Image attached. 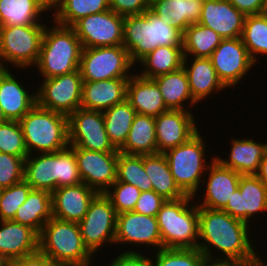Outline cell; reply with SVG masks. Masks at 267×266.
<instances>
[{
  "label": "cell",
  "instance_id": "obj_1",
  "mask_svg": "<svg viewBox=\"0 0 267 266\" xmlns=\"http://www.w3.org/2000/svg\"><path fill=\"white\" fill-rule=\"evenodd\" d=\"M250 227L249 224L230 216L223 210L199 207L197 248L205 256L234 258L249 266H262V254L258 252V248L256 250L254 243L256 240H253L252 230H255Z\"/></svg>",
  "mask_w": 267,
  "mask_h": 266
},
{
  "label": "cell",
  "instance_id": "obj_2",
  "mask_svg": "<svg viewBox=\"0 0 267 266\" xmlns=\"http://www.w3.org/2000/svg\"><path fill=\"white\" fill-rule=\"evenodd\" d=\"M123 46L138 67L137 62L159 46H183V33L148 9L124 17Z\"/></svg>",
  "mask_w": 267,
  "mask_h": 266
},
{
  "label": "cell",
  "instance_id": "obj_3",
  "mask_svg": "<svg viewBox=\"0 0 267 266\" xmlns=\"http://www.w3.org/2000/svg\"><path fill=\"white\" fill-rule=\"evenodd\" d=\"M51 21V25L47 24L43 33L40 55L34 66L37 71H32L37 72L42 79L79 70L83 50L72 27Z\"/></svg>",
  "mask_w": 267,
  "mask_h": 266
},
{
  "label": "cell",
  "instance_id": "obj_4",
  "mask_svg": "<svg viewBox=\"0 0 267 266\" xmlns=\"http://www.w3.org/2000/svg\"><path fill=\"white\" fill-rule=\"evenodd\" d=\"M162 248L195 249L199 241V207L192 196L166 200L156 215Z\"/></svg>",
  "mask_w": 267,
  "mask_h": 266
},
{
  "label": "cell",
  "instance_id": "obj_5",
  "mask_svg": "<svg viewBox=\"0 0 267 266\" xmlns=\"http://www.w3.org/2000/svg\"><path fill=\"white\" fill-rule=\"evenodd\" d=\"M38 250L57 266H89L96 258L84 245L78 223L54 217L39 234Z\"/></svg>",
  "mask_w": 267,
  "mask_h": 266
},
{
  "label": "cell",
  "instance_id": "obj_6",
  "mask_svg": "<svg viewBox=\"0 0 267 266\" xmlns=\"http://www.w3.org/2000/svg\"><path fill=\"white\" fill-rule=\"evenodd\" d=\"M200 130L187 142L163 153L168 161L171 174L179 189L194 197L201 189L207 168L214 161L215 153L210 160L207 156V145ZM207 149V150H206ZM209 161V162H208Z\"/></svg>",
  "mask_w": 267,
  "mask_h": 266
},
{
  "label": "cell",
  "instance_id": "obj_7",
  "mask_svg": "<svg viewBox=\"0 0 267 266\" xmlns=\"http://www.w3.org/2000/svg\"><path fill=\"white\" fill-rule=\"evenodd\" d=\"M29 154L58 152L69 146L68 116L37 104L19 121Z\"/></svg>",
  "mask_w": 267,
  "mask_h": 266
},
{
  "label": "cell",
  "instance_id": "obj_8",
  "mask_svg": "<svg viewBox=\"0 0 267 266\" xmlns=\"http://www.w3.org/2000/svg\"><path fill=\"white\" fill-rule=\"evenodd\" d=\"M45 28L46 25L0 26V68L13 66L22 73L30 67L34 69Z\"/></svg>",
  "mask_w": 267,
  "mask_h": 266
},
{
  "label": "cell",
  "instance_id": "obj_9",
  "mask_svg": "<svg viewBox=\"0 0 267 266\" xmlns=\"http://www.w3.org/2000/svg\"><path fill=\"white\" fill-rule=\"evenodd\" d=\"M135 68L123 45L83 48L79 66L83 81L130 78Z\"/></svg>",
  "mask_w": 267,
  "mask_h": 266
},
{
  "label": "cell",
  "instance_id": "obj_10",
  "mask_svg": "<svg viewBox=\"0 0 267 266\" xmlns=\"http://www.w3.org/2000/svg\"><path fill=\"white\" fill-rule=\"evenodd\" d=\"M117 213L111 201L99 193L90 203L84 218L78 222L84 245L97 257L98 251L105 246L114 245L116 235ZM108 243V244H107Z\"/></svg>",
  "mask_w": 267,
  "mask_h": 266
},
{
  "label": "cell",
  "instance_id": "obj_11",
  "mask_svg": "<svg viewBox=\"0 0 267 266\" xmlns=\"http://www.w3.org/2000/svg\"><path fill=\"white\" fill-rule=\"evenodd\" d=\"M40 80L36 89L39 107L66 116L80 108L83 86L80 70Z\"/></svg>",
  "mask_w": 267,
  "mask_h": 266
},
{
  "label": "cell",
  "instance_id": "obj_12",
  "mask_svg": "<svg viewBox=\"0 0 267 266\" xmlns=\"http://www.w3.org/2000/svg\"><path fill=\"white\" fill-rule=\"evenodd\" d=\"M218 78L226 88L236 89L257 65L251 59L241 37L222 39L209 57ZM237 86V87H235Z\"/></svg>",
  "mask_w": 267,
  "mask_h": 266
},
{
  "label": "cell",
  "instance_id": "obj_13",
  "mask_svg": "<svg viewBox=\"0 0 267 266\" xmlns=\"http://www.w3.org/2000/svg\"><path fill=\"white\" fill-rule=\"evenodd\" d=\"M69 146L89 151L119 152L110 143L102 111L78 108L68 116Z\"/></svg>",
  "mask_w": 267,
  "mask_h": 266
},
{
  "label": "cell",
  "instance_id": "obj_14",
  "mask_svg": "<svg viewBox=\"0 0 267 266\" xmlns=\"http://www.w3.org/2000/svg\"><path fill=\"white\" fill-rule=\"evenodd\" d=\"M123 27L124 17L110 9L81 18L72 26L83 48L123 45Z\"/></svg>",
  "mask_w": 267,
  "mask_h": 266
},
{
  "label": "cell",
  "instance_id": "obj_15",
  "mask_svg": "<svg viewBox=\"0 0 267 266\" xmlns=\"http://www.w3.org/2000/svg\"><path fill=\"white\" fill-rule=\"evenodd\" d=\"M116 244L122 245V247L123 244H125L124 247L130 245L129 249L122 250V252H142L138 251L141 245L142 248L152 246V251L162 249V240L156 217L143 215L135 211L117 214L115 246ZM136 246L139 248L131 249Z\"/></svg>",
  "mask_w": 267,
  "mask_h": 266
},
{
  "label": "cell",
  "instance_id": "obj_16",
  "mask_svg": "<svg viewBox=\"0 0 267 266\" xmlns=\"http://www.w3.org/2000/svg\"><path fill=\"white\" fill-rule=\"evenodd\" d=\"M74 150L80 179L98 193H104L117 179L119 152L89 151L76 146Z\"/></svg>",
  "mask_w": 267,
  "mask_h": 266
},
{
  "label": "cell",
  "instance_id": "obj_17",
  "mask_svg": "<svg viewBox=\"0 0 267 266\" xmlns=\"http://www.w3.org/2000/svg\"><path fill=\"white\" fill-rule=\"evenodd\" d=\"M222 210L252 226L258 216L266 215L267 188L256 175H241L238 188Z\"/></svg>",
  "mask_w": 267,
  "mask_h": 266
},
{
  "label": "cell",
  "instance_id": "obj_18",
  "mask_svg": "<svg viewBox=\"0 0 267 266\" xmlns=\"http://www.w3.org/2000/svg\"><path fill=\"white\" fill-rule=\"evenodd\" d=\"M206 174L201 185L203 190L200 189L193 198L198 201V207L222 210L238 188L241 174L222 166L216 159L208 166Z\"/></svg>",
  "mask_w": 267,
  "mask_h": 266
},
{
  "label": "cell",
  "instance_id": "obj_19",
  "mask_svg": "<svg viewBox=\"0 0 267 266\" xmlns=\"http://www.w3.org/2000/svg\"><path fill=\"white\" fill-rule=\"evenodd\" d=\"M193 114L187 110H168L155 117L157 153L187 142L200 130Z\"/></svg>",
  "mask_w": 267,
  "mask_h": 266
},
{
  "label": "cell",
  "instance_id": "obj_20",
  "mask_svg": "<svg viewBox=\"0 0 267 266\" xmlns=\"http://www.w3.org/2000/svg\"><path fill=\"white\" fill-rule=\"evenodd\" d=\"M11 70L0 68V106L7 120L20 121L37 104L36 90L30 92Z\"/></svg>",
  "mask_w": 267,
  "mask_h": 266
},
{
  "label": "cell",
  "instance_id": "obj_21",
  "mask_svg": "<svg viewBox=\"0 0 267 266\" xmlns=\"http://www.w3.org/2000/svg\"><path fill=\"white\" fill-rule=\"evenodd\" d=\"M246 15L229 0H204L199 24L211 28L223 39L242 35Z\"/></svg>",
  "mask_w": 267,
  "mask_h": 266
},
{
  "label": "cell",
  "instance_id": "obj_22",
  "mask_svg": "<svg viewBox=\"0 0 267 266\" xmlns=\"http://www.w3.org/2000/svg\"><path fill=\"white\" fill-rule=\"evenodd\" d=\"M98 194L83 182L57 188L51 193L52 215L59 220L78 223L84 218L90 203Z\"/></svg>",
  "mask_w": 267,
  "mask_h": 266
},
{
  "label": "cell",
  "instance_id": "obj_23",
  "mask_svg": "<svg viewBox=\"0 0 267 266\" xmlns=\"http://www.w3.org/2000/svg\"><path fill=\"white\" fill-rule=\"evenodd\" d=\"M183 68L187 73L193 99L198 103L209 100L212 94L227 89L217 76L210 58L184 57Z\"/></svg>",
  "mask_w": 267,
  "mask_h": 266
},
{
  "label": "cell",
  "instance_id": "obj_24",
  "mask_svg": "<svg viewBox=\"0 0 267 266\" xmlns=\"http://www.w3.org/2000/svg\"><path fill=\"white\" fill-rule=\"evenodd\" d=\"M129 78L83 81L80 108L104 111L126 100Z\"/></svg>",
  "mask_w": 267,
  "mask_h": 266
},
{
  "label": "cell",
  "instance_id": "obj_25",
  "mask_svg": "<svg viewBox=\"0 0 267 266\" xmlns=\"http://www.w3.org/2000/svg\"><path fill=\"white\" fill-rule=\"evenodd\" d=\"M39 235L12 220H0V257L6 262L38 251Z\"/></svg>",
  "mask_w": 267,
  "mask_h": 266
},
{
  "label": "cell",
  "instance_id": "obj_26",
  "mask_svg": "<svg viewBox=\"0 0 267 266\" xmlns=\"http://www.w3.org/2000/svg\"><path fill=\"white\" fill-rule=\"evenodd\" d=\"M245 138L233 137L228 156L223 158L220 155H215V159L222 166L231 168L241 175H255L264 154L267 152V142H256L253 137L247 139L246 136Z\"/></svg>",
  "mask_w": 267,
  "mask_h": 266
},
{
  "label": "cell",
  "instance_id": "obj_27",
  "mask_svg": "<svg viewBox=\"0 0 267 266\" xmlns=\"http://www.w3.org/2000/svg\"><path fill=\"white\" fill-rule=\"evenodd\" d=\"M47 12L50 15V0H0V26L47 25Z\"/></svg>",
  "mask_w": 267,
  "mask_h": 266
},
{
  "label": "cell",
  "instance_id": "obj_28",
  "mask_svg": "<svg viewBox=\"0 0 267 266\" xmlns=\"http://www.w3.org/2000/svg\"><path fill=\"white\" fill-rule=\"evenodd\" d=\"M24 180L32 189L52 193L59 188V151L29 154L24 161Z\"/></svg>",
  "mask_w": 267,
  "mask_h": 266
},
{
  "label": "cell",
  "instance_id": "obj_29",
  "mask_svg": "<svg viewBox=\"0 0 267 266\" xmlns=\"http://www.w3.org/2000/svg\"><path fill=\"white\" fill-rule=\"evenodd\" d=\"M126 100L137 114L156 117L168 111L157 83L137 72L128 79Z\"/></svg>",
  "mask_w": 267,
  "mask_h": 266
},
{
  "label": "cell",
  "instance_id": "obj_30",
  "mask_svg": "<svg viewBox=\"0 0 267 266\" xmlns=\"http://www.w3.org/2000/svg\"><path fill=\"white\" fill-rule=\"evenodd\" d=\"M204 0H151L149 9L182 33L199 22Z\"/></svg>",
  "mask_w": 267,
  "mask_h": 266
},
{
  "label": "cell",
  "instance_id": "obj_31",
  "mask_svg": "<svg viewBox=\"0 0 267 266\" xmlns=\"http://www.w3.org/2000/svg\"><path fill=\"white\" fill-rule=\"evenodd\" d=\"M153 80L157 83L168 110L193 111L191 108L195 105L198 106V103L192 97L187 73L183 67L157 76Z\"/></svg>",
  "mask_w": 267,
  "mask_h": 266
},
{
  "label": "cell",
  "instance_id": "obj_32",
  "mask_svg": "<svg viewBox=\"0 0 267 266\" xmlns=\"http://www.w3.org/2000/svg\"><path fill=\"white\" fill-rule=\"evenodd\" d=\"M53 217L52 195L49 191L31 189L27 200L17 210L12 221L28 226L38 235Z\"/></svg>",
  "mask_w": 267,
  "mask_h": 266
},
{
  "label": "cell",
  "instance_id": "obj_33",
  "mask_svg": "<svg viewBox=\"0 0 267 266\" xmlns=\"http://www.w3.org/2000/svg\"><path fill=\"white\" fill-rule=\"evenodd\" d=\"M119 152L138 156L156 154L155 117L136 114L126 141Z\"/></svg>",
  "mask_w": 267,
  "mask_h": 266
},
{
  "label": "cell",
  "instance_id": "obj_34",
  "mask_svg": "<svg viewBox=\"0 0 267 266\" xmlns=\"http://www.w3.org/2000/svg\"><path fill=\"white\" fill-rule=\"evenodd\" d=\"M51 20L72 27L81 18L110 9L109 0H50Z\"/></svg>",
  "mask_w": 267,
  "mask_h": 266
},
{
  "label": "cell",
  "instance_id": "obj_35",
  "mask_svg": "<svg viewBox=\"0 0 267 266\" xmlns=\"http://www.w3.org/2000/svg\"><path fill=\"white\" fill-rule=\"evenodd\" d=\"M183 46H159L138 64L141 68L137 73L145 78L153 79L157 76L176 71L183 67Z\"/></svg>",
  "mask_w": 267,
  "mask_h": 266
},
{
  "label": "cell",
  "instance_id": "obj_36",
  "mask_svg": "<svg viewBox=\"0 0 267 266\" xmlns=\"http://www.w3.org/2000/svg\"><path fill=\"white\" fill-rule=\"evenodd\" d=\"M143 166L157 194L166 200H176L185 196L176 185L163 153L143 155Z\"/></svg>",
  "mask_w": 267,
  "mask_h": 266
},
{
  "label": "cell",
  "instance_id": "obj_37",
  "mask_svg": "<svg viewBox=\"0 0 267 266\" xmlns=\"http://www.w3.org/2000/svg\"><path fill=\"white\" fill-rule=\"evenodd\" d=\"M110 143L119 150L125 143L134 117L137 114L130 103L125 100L102 112Z\"/></svg>",
  "mask_w": 267,
  "mask_h": 266
},
{
  "label": "cell",
  "instance_id": "obj_38",
  "mask_svg": "<svg viewBox=\"0 0 267 266\" xmlns=\"http://www.w3.org/2000/svg\"><path fill=\"white\" fill-rule=\"evenodd\" d=\"M223 38L211 28L191 24L183 33L184 57L209 58Z\"/></svg>",
  "mask_w": 267,
  "mask_h": 266
},
{
  "label": "cell",
  "instance_id": "obj_39",
  "mask_svg": "<svg viewBox=\"0 0 267 266\" xmlns=\"http://www.w3.org/2000/svg\"><path fill=\"white\" fill-rule=\"evenodd\" d=\"M242 42L257 65L262 56H267V16L262 14L246 15Z\"/></svg>",
  "mask_w": 267,
  "mask_h": 266
},
{
  "label": "cell",
  "instance_id": "obj_40",
  "mask_svg": "<svg viewBox=\"0 0 267 266\" xmlns=\"http://www.w3.org/2000/svg\"><path fill=\"white\" fill-rule=\"evenodd\" d=\"M116 181L132 184L141 192L153 190L151 180L143 166V155H127L119 152Z\"/></svg>",
  "mask_w": 267,
  "mask_h": 266
},
{
  "label": "cell",
  "instance_id": "obj_41",
  "mask_svg": "<svg viewBox=\"0 0 267 266\" xmlns=\"http://www.w3.org/2000/svg\"><path fill=\"white\" fill-rule=\"evenodd\" d=\"M203 256L198 248H162L151 254L154 266H201Z\"/></svg>",
  "mask_w": 267,
  "mask_h": 266
},
{
  "label": "cell",
  "instance_id": "obj_42",
  "mask_svg": "<svg viewBox=\"0 0 267 266\" xmlns=\"http://www.w3.org/2000/svg\"><path fill=\"white\" fill-rule=\"evenodd\" d=\"M31 186L25 181L0 190V220H12L27 200Z\"/></svg>",
  "mask_w": 267,
  "mask_h": 266
},
{
  "label": "cell",
  "instance_id": "obj_43",
  "mask_svg": "<svg viewBox=\"0 0 267 266\" xmlns=\"http://www.w3.org/2000/svg\"><path fill=\"white\" fill-rule=\"evenodd\" d=\"M0 153L26 158L28 150L19 121H6L0 124Z\"/></svg>",
  "mask_w": 267,
  "mask_h": 266
},
{
  "label": "cell",
  "instance_id": "obj_44",
  "mask_svg": "<svg viewBox=\"0 0 267 266\" xmlns=\"http://www.w3.org/2000/svg\"><path fill=\"white\" fill-rule=\"evenodd\" d=\"M140 194L141 190L134 185L120 181H115L104 192L117 214L133 211Z\"/></svg>",
  "mask_w": 267,
  "mask_h": 266
},
{
  "label": "cell",
  "instance_id": "obj_45",
  "mask_svg": "<svg viewBox=\"0 0 267 266\" xmlns=\"http://www.w3.org/2000/svg\"><path fill=\"white\" fill-rule=\"evenodd\" d=\"M26 158L0 153V188H7L24 180Z\"/></svg>",
  "mask_w": 267,
  "mask_h": 266
},
{
  "label": "cell",
  "instance_id": "obj_46",
  "mask_svg": "<svg viewBox=\"0 0 267 266\" xmlns=\"http://www.w3.org/2000/svg\"><path fill=\"white\" fill-rule=\"evenodd\" d=\"M82 183L74 150L68 146L59 151V188Z\"/></svg>",
  "mask_w": 267,
  "mask_h": 266
},
{
  "label": "cell",
  "instance_id": "obj_47",
  "mask_svg": "<svg viewBox=\"0 0 267 266\" xmlns=\"http://www.w3.org/2000/svg\"><path fill=\"white\" fill-rule=\"evenodd\" d=\"M165 201L166 199L157 194L154 190L141 192L133 211L156 217L160 207Z\"/></svg>",
  "mask_w": 267,
  "mask_h": 266
},
{
  "label": "cell",
  "instance_id": "obj_48",
  "mask_svg": "<svg viewBox=\"0 0 267 266\" xmlns=\"http://www.w3.org/2000/svg\"><path fill=\"white\" fill-rule=\"evenodd\" d=\"M143 252H121L119 254H115L116 256H112V260H110L109 264L107 262V266H154L152 257L148 255L146 256V252L144 249ZM145 252V253H144ZM144 253V254H143Z\"/></svg>",
  "mask_w": 267,
  "mask_h": 266
},
{
  "label": "cell",
  "instance_id": "obj_49",
  "mask_svg": "<svg viewBox=\"0 0 267 266\" xmlns=\"http://www.w3.org/2000/svg\"><path fill=\"white\" fill-rule=\"evenodd\" d=\"M110 10L123 17L143 14L150 7L149 0H109Z\"/></svg>",
  "mask_w": 267,
  "mask_h": 266
},
{
  "label": "cell",
  "instance_id": "obj_50",
  "mask_svg": "<svg viewBox=\"0 0 267 266\" xmlns=\"http://www.w3.org/2000/svg\"><path fill=\"white\" fill-rule=\"evenodd\" d=\"M6 266H57L48 256L39 250L22 258L6 262Z\"/></svg>",
  "mask_w": 267,
  "mask_h": 266
},
{
  "label": "cell",
  "instance_id": "obj_51",
  "mask_svg": "<svg viewBox=\"0 0 267 266\" xmlns=\"http://www.w3.org/2000/svg\"><path fill=\"white\" fill-rule=\"evenodd\" d=\"M230 3L245 15L260 14L263 0H229Z\"/></svg>",
  "mask_w": 267,
  "mask_h": 266
},
{
  "label": "cell",
  "instance_id": "obj_52",
  "mask_svg": "<svg viewBox=\"0 0 267 266\" xmlns=\"http://www.w3.org/2000/svg\"><path fill=\"white\" fill-rule=\"evenodd\" d=\"M201 266H249L240 260L234 258L203 256Z\"/></svg>",
  "mask_w": 267,
  "mask_h": 266
},
{
  "label": "cell",
  "instance_id": "obj_53",
  "mask_svg": "<svg viewBox=\"0 0 267 266\" xmlns=\"http://www.w3.org/2000/svg\"><path fill=\"white\" fill-rule=\"evenodd\" d=\"M255 175L259 178L262 184L267 188V152L264 154L260 162L259 169Z\"/></svg>",
  "mask_w": 267,
  "mask_h": 266
},
{
  "label": "cell",
  "instance_id": "obj_54",
  "mask_svg": "<svg viewBox=\"0 0 267 266\" xmlns=\"http://www.w3.org/2000/svg\"><path fill=\"white\" fill-rule=\"evenodd\" d=\"M260 14L267 16V0H263L262 10Z\"/></svg>",
  "mask_w": 267,
  "mask_h": 266
},
{
  "label": "cell",
  "instance_id": "obj_55",
  "mask_svg": "<svg viewBox=\"0 0 267 266\" xmlns=\"http://www.w3.org/2000/svg\"><path fill=\"white\" fill-rule=\"evenodd\" d=\"M6 121H8V120L6 119V117H5L4 113H3V110H2V108L0 106V124L5 123Z\"/></svg>",
  "mask_w": 267,
  "mask_h": 266
},
{
  "label": "cell",
  "instance_id": "obj_56",
  "mask_svg": "<svg viewBox=\"0 0 267 266\" xmlns=\"http://www.w3.org/2000/svg\"><path fill=\"white\" fill-rule=\"evenodd\" d=\"M0 266H6V261L0 257Z\"/></svg>",
  "mask_w": 267,
  "mask_h": 266
},
{
  "label": "cell",
  "instance_id": "obj_57",
  "mask_svg": "<svg viewBox=\"0 0 267 266\" xmlns=\"http://www.w3.org/2000/svg\"><path fill=\"white\" fill-rule=\"evenodd\" d=\"M262 266H267V262L265 261V259L263 260Z\"/></svg>",
  "mask_w": 267,
  "mask_h": 266
},
{
  "label": "cell",
  "instance_id": "obj_58",
  "mask_svg": "<svg viewBox=\"0 0 267 266\" xmlns=\"http://www.w3.org/2000/svg\"><path fill=\"white\" fill-rule=\"evenodd\" d=\"M95 263H96V261L93 264L89 265V266H95ZM97 266H99V265H97Z\"/></svg>",
  "mask_w": 267,
  "mask_h": 266
}]
</instances>
